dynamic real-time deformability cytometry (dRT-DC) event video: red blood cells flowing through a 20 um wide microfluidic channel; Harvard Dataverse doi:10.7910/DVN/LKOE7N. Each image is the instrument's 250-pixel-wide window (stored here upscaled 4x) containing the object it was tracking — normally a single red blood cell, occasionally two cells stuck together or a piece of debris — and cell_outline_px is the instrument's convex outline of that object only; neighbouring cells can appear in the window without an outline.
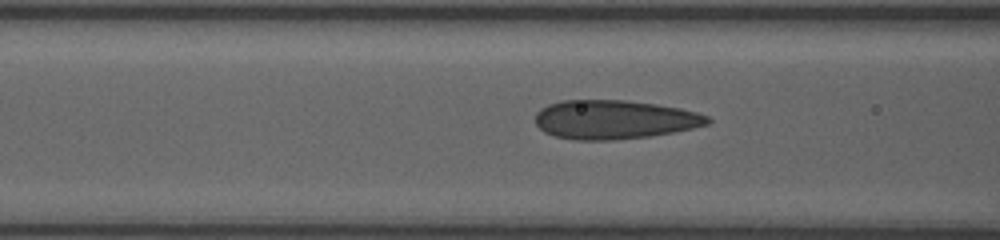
{"species": "human", "species_latin": "Homo sapiens", "temperature_condition": "room temperature", "stored_images_in_passage": 7, "segment_of_instrument_passage": [2, 2], "camera_frame_rate_fps": 3000, "um_per_image_px": 0.085, "donor": {"sex": "female"}, "frame": {"image": 1, "passage_image": 7, "time_ms": 7.0, "image_size_px": [1000, 240], "cell_outline_px": [[712, 120], [708, 124], [692, 128], [672, 132], [648, 136], [612, 140], [576, 140], [552, 136], [544, 132], [536, 124], [536, 112], [540, 108], [548, 104], [560, 100], [628, 100], [656, 104], [680, 108], [696, 112], [708, 116]], "centroid_in_image_um": [52.18, 10.16], "position_along_channel_um": 114.4, "area_um2": 39.19}}